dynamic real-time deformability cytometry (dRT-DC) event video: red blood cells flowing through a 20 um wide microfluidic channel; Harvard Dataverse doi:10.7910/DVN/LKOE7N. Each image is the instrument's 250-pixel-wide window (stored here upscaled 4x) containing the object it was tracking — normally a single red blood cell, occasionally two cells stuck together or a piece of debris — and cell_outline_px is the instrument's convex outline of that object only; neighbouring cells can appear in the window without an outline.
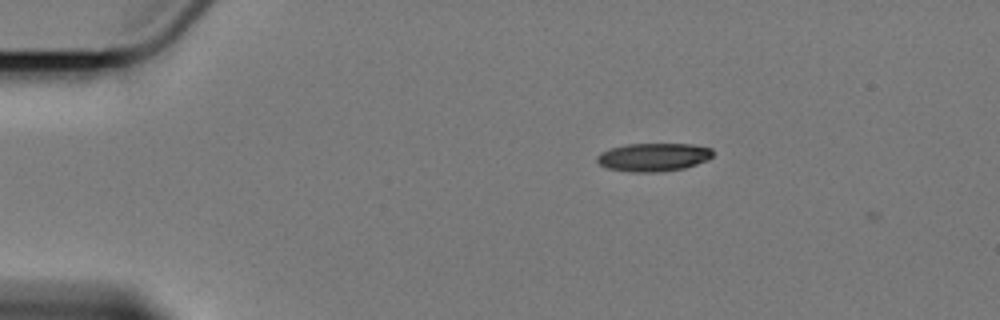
{"species": "Egyptian fruit bat (a non-hibernating species)", "species_latin": "Rousettus aegyptiacus", "temperature_condition": "cold", "stored_images_in_passage": 3, "camera_frame_rate_fps": 3000, "um_per_image_px": 0.085, "animal": {"sex": "female"}, "frame": {"image": 1, "passage_image": 1, "time_ms": 0.0, "image_size_px": [1000, 320], "cell_outline_px": [[712, 156], [708, 160], [684, 168], [660, 172], [632, 172], [608, 168], [600, 164], [596, 160], [596, 156], [600, 152], [612, 148], [628, 144], [692, 144], [712, 148]], "centroid_in_image_um": [55.55, 13.36], "position_along_channel_um": 29.5, "area_um2": 19.02}}